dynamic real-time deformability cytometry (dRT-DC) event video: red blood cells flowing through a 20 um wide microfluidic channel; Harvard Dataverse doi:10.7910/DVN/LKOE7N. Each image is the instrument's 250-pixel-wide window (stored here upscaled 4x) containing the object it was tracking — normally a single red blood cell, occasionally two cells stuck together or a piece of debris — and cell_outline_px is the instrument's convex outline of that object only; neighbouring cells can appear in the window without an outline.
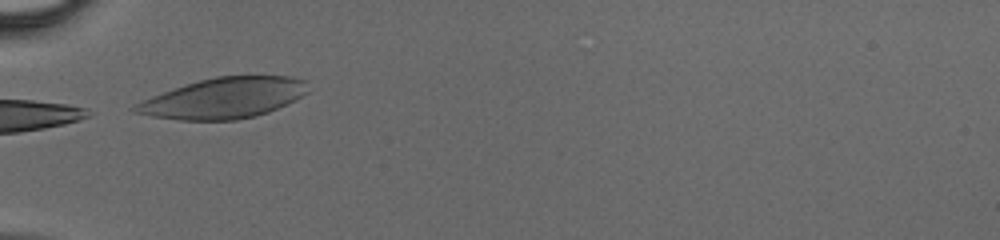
{"species": "human", "species_latin": "Homo sapiens", "temperature_condition": "cold", "stored_images_in_passage": 7, "camera_frame_rate_fps": 3000, "um_per_image_px": 0.085, "donor": {"sex": "male"}, "frame": {"image": 1, "passage_image": 1, "time_ms": 0.0, "image_size_px": [1000, 240], "cell_outline_px": [[308, 92], [288, 104], [268, 112], [256, 116], [236, 120], [180, 120], [152, 116], [132, 112], [128, 108], [152, 96], [200, 80], [216, 76], [288, 76], [308, 80]], "centroid_in_image_um": [19.05, 8.34], "position_along_channel_um": 65.9, "area_um2": 40.75}}